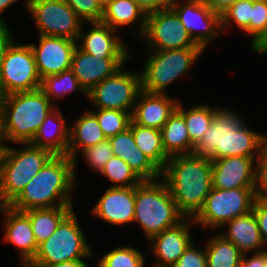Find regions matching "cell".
I'll return each instance as SVG.
<instances>
[{
	"label": "cell",
	"mask_w": 267,
	"mask_h": 267,
	"mask_svg": "<svg viewBox=\"0 0 267 267\" xmlns=\"http://www.w3.org/2000/svg\"><path fill=\"white\" fill-rule=\"evenodd\" d=\"M92 27L86 31L83 23L77 46L96 58H132L131 51L118 31L101 21L87 22Z\"/></svg>",
	"instance_id": "cell-16"
},
{
	"label": "cell",
	"mask_w": 267,
	"mask_h": 267,
	"mask_svg": "<svg viewBox=\"0 0 267 267\" xmlns=\"http://www.w3.org/2000/svg\"><path fill=\"white\" fill-rule=\"evenodd\" d=\"M177 104L178 99L170 97L167 93H149L141 90L131 119L137 125L161 130Z\"/></svg>",
	"instance_id": "cell-22"
},
{
	"label": "cell",
	"mask_w": 267,
	"mask_h": 267,
	"mask_svg": "<svg viewBox=\"0 0 267 267\" xmlns=\"http://www.w3.org/2000/svg\"><path fill=\"white\" fill-rule=\"evenodd\" d=\"M259 157L233 156L212 161V187L216 189L254 188Z\"/></svg>",
	"instance_id": "cell-19"
},
{
	"label": "cell",
	"mask_w": 267,
	"mask_h": 267,
	"mask_svg": "<svg viewBox=\"0 0 267 267\" xmlns=\"http://www.w3.org/2000/svg\"><path fill=\"white\" fill-rule=\"evenodd\" d=\"M230 108L220 107L194 154L218 160L226 157H259L267 144V135L251 130L247 121Z\"/></svg>",
	"instance_id": "cell-1"
},
{
	"label": "cell",
	"mask_w": 267,
	"mask_h": 267,
	"mask_svg": "<svg viewBox=\"0 0 267 267\" xmlns=\"http://www.w3.org/2000/svg\"><path fill=\"white\" fill-rule=\"evenodd\" d=\"M100 7L103 9L111 0H96Z\"/></svg>",
	"instance_id": "cell-51"
},
{
	"label": "cell",
	"mask_w": 267,
	"mask_h": 267,
	"mask_svg": "<svg viewBox=\"0 0 267 267\" xmlns=\"http://www.w3.org/2000/svg\"><path fill=\"white\" fill-rule=\"evenodd\" d=\"M14 41L16 40L15 38H13L12 32L7 26V23H0V65L3 58L5 57L7 49L12 45Z\"/></svg>",
	"instance_id": "cell-45"
},
{
	"label": "cell",
	"mask_w": 267,
	"mask_h": 267,
	"mask_svg": "<svg viewBox=\"0 0 267 267\" xmlns=\"http://www.w3.org/2000/svg\"><path fill=\"white\" fill-rule=\"evenodd\" d=\"M108 139L114 156L125 161L142 181L161 178V170L137 147L130 128Z\"/></svg>",
	"instance_id": "cell-23"
},
{
	"label": "cell",
	"mask_w": 267,
	"mask_h": 267,
	"mask_svg": "<svg viewBox=\"0 0 267 267\" xmlns=\"http://www.w3.org/2000/svg\"><path fill=\"white\" fill-rule=\"evenodd\" d=\"M140 39L147 50L201 47L193 41L171 7L147 14L145 31Z\"/></svg>",
	"instance_id": "cell-13"
},
{
	"label": "cell",
	"mask_w": 267,
	"mask_h": 267,
	"mask_svg": "<svg viewBox=\"0 0 267 267\" xmlns=\"http://www.w3.org/2000/svg\"><path fill=\"white\" fill-rule=\"evenodd\" d=\"M145 254L135 247L120 245L98 258L96 267H144Z\"/></svg>",
	"instance_id": "cell-34"
},
{
	"label": "cell",
	"mask_w": 267,
	"mask_h": 267,
	"mask_svg": "<svg viewBox=\"0 0 267 267\" xmlns=\"http://www.w3.org/2000/svg\"><path fill=\"white\" fill-rule=\"evenodd\" d=\"M146 21L147 13L133 0H111L103 8L101 18V22L117 31L124 26L130 27L133 31L136 29L135 34L139 30L138 36L140 37L145 31Z\"/></svg>",
	"instance_id": "cell-27"
},
{
	"label": "cell",
	"mask_w": 267,
	"mask_h": 267,
	"mask_svg": "<svg viewBox=\"0 0 267 267\" xmlns=\"http://www.w3.org/2000/svg\"><path fill=\"white\" fill-rule=\"evenodd\" d=\"M130 60L131 58H96L77 46L73 53L70 69L80 85L88 92L105 78L112 76Z\"/></svg>",
	"instance_id": "cell-21"
},
{
	"label": "cell",
	"mask_w": 267,
	"mask_h": 267,
	"mask_svg": "<svg viewBox=\"0 0 267 267\" xmlns=\"http://www.w3.org/2000/svg\"><path fill=\"white\" fill-rule=\"evenodd\" d=\"M222 227L226 229V232H219V234L231 241L243 255L265 251L259 224L253 210L230 220Z\"/></svg>",
	"instance_id": "cell-25"
},
{
	"label": "cell",
	"mask_w": 267,
	"mask_h": 267,
	"mask_svg": "<svg viewBox=\"0 0 267 267\" xmlns=\"http://www.w3.org/2000/svg\"><path fill=\"white\" fill-rule=\"evenodd\" d=\"M252 210L257 218L264 249L267 252V200L256 198Z\"/></svg>",
	"instance_id": "cell-43"
},
{
	"label": "cell",
	"mask_w": 267,
	"mask_h": 267,
	"mask_svg": "<svg viewBox=\"0 0 267 267\" xmlns=\"http://www.w3.org/2000/svg\"><path fill=\"white\" fill-rule=\"evenodd\" d=\"M0 213L3 217L4 242L16 248L20 257V265L26 267L35 257L38 245L33 233L29 217L23 212L1 205Z\"/></svg>",
	"instance_id": "cell-17"
},
{
	"label": "cell",
	"mask_w": 267,
	"mask_h": 267,
	"mask_svg": "<svg viewBox=\"0 0 267 267\" xmlns=\"http://www.w3.org/2000/svg\"><path fill=\"white\" fill-rule=\"evenodd\" d=\"M179 99L176 110L184 117V121L190 137V143L194 147L208 130L213 120L214 113L219 106L211 107L208 104L189 106L187 109ZM186 108V109H185Z\"/></svg>",
	"instance_id": "cell-31"
},
{
	"label": "cell",
	"mask_w": 267,
	"mask_h": 267,
	"mask_svg": "<svg viewBox=\"0 0 267 267\" xmlns=\"http://www.w3.org/2000/svg\"><path fill=\"white\" fill-rule=\"evenodd\" d=\"M161 178L166 182L179 212L194 218L212 189V161L199 155L171 156Z\"/></svg>",
	"instance_id": "cell-2"
},
{
	"label": "cell",
	"mask_w": 267,
	"mask_h": 267,
	"mask_svg": "<svg viewBox=\"0 0 267 267\" xmlns=\"http://www.w3.org/2000/svg\"><path fill=\"white\" fill-rule=\"evenodd\" d=\"M135 186L108 187L91 214L111 225H127L134 221Z\"/></svg>",
	"instance_id": "cell-20"
},
{
	"label": "cell",
	"mask_w": 267,
	"mask_h": 267,
	"mask_svg": "<svg viewBox=\"0 0 267 267\" xmlns=\"http://www.w3.org/2000/svg\"><path fill=\"white\" fill-rule=\"evenodd\" d=\"M17 1L20 0H0V23L1 24H6L5 20L3 19V13L4 11H6L7 9L10 8V6H13V4Z\"/></svg>",
	"instance_id": "cell-49"
},
{
	"label": "cell",
	"mask_w": 267,
	"mask_h": 267,
	"mask_svg": "<svg viewBox=\"0 0 267 267\" xmlns=\"http://www.w3.org/2000/svg\"><path fill=\"white\" fill-rule=\"evenodd\" d=\"M160 131L164 151L169 157L194 153L184 117L176 109Z\"/></svg>",
	"instance_id": "cell-28"
},
{
	"label": "cell",
	"mask_w": 267,
	"mask_h": 267,
	"mask_svg": "<svg viewBox=\"0 0 267 267\" xmlns=\"http://www.w3.org/2000/svg\"><path fill=\"white\" fill-rule=\"evenodd\" d=\"M20 148L2 145L0 153V206L9 205L54 154L30 143Z\"/></svg>",
	"instance_id": "cell-6"
},
{
	"label": "cell",
	"mask_w": 267,
	"mask_h": 267,
	"mask_svg": "<svg viewBox=\"0 0 267 267\" xmlns=\"http://www.w3.org/2000/svg\"><path fill=\"white\" fill-rule=\"evenodd\" d=\"M90 111L98 119L99 126L107 139L124 132L129 128L130 121L132 120L131 114L125 111L99 108H90Z\"/></svg>",
	"instance_id": "cell-36"
},
{
	"label": "cell",
	"mask_w": 267,
	"mask_h": 267,
	"mask_svg": "<svg viewBox=\"0 0 267 267\" xmlns=\"http://www.w3.org/2000/svg\"><path fill=\"white\" fill-rule=\"evenodd\" d=\"M74 208V206H62L24 211L31 222L37 245L48 239Z\"/></svg>",
	"instance_id": "cell-29"
},
{
	"label": "cell",
	"mask_w": 267,
	"mask_h": 267,
	"mask_svg": "<svg viewBox=\"0 0 267 267\" xmlns=\"http://www.w3.org/2000/svg\"><path fill=\"white\" fill-rule=\"evenodd\" d=\"M39 76L56 75L71 68L77 41L56 36L38 35V43H30Z\"/></svg>",
	"instance_id": "cell-15"
},
{
	"label": "cell",
	"mask_w": 267,
	"mask_h": 267,
	"mask_svg": "<svg viewBox=\"0 0 267 267\" xmlns=\"http://www.w3.org/2000/svg\"><path fill=\"white\" fill-rule=\"evenodd\" d=\"M171 8L193 41L204 50L222 31L221 15L212 11L201 0H174Z\"/></svg>",
	"instance_id": "cell-14"
},
{
	"label": "cell",
	"mask_w": 267,
	"mask_h": 267,
	"mask_svg": "<svg viewBox=\"0 0 267 267\" xmlns=\"http://www.w3.org/2000/svg\"><path fill=\"white\" fill-rule=\"evenodd\" d=\"M106 139L99 126L98 119L89 108L84 110L83 114L73 121V124H70L68 156L74 161L75 179L77 178V157L80 155V152Z\"/></svg>",
	"instance_id": "cell-26"
},
{
	"label": "cell",
	"mask_w": 267,
	"mask_h": 267,
	"mask_svg": "<svg viewBox=\"0 0 267 267\" xmlns=\"http://www.w3.org/2000/svg\"><path fill=\"white\" fill-rule=\"evenodd\" d=\"M124 66L87 92L91 108L120 110L132 115L142 90L141 75L139 71L126 70Z\"/></svg>",
	"instance_id": "cell-10"
},
{
	"label": "cell",
	"mask_w": 267,
	"mask_h": 267,
	"mask_svg": "<svg viewBox=\"0 0 267 267\" xmlns=\"http://www.w3.org/2000/svg\"><path fill=\"white\" fill-rule=\"evenodd\" d=\"M88 262L85 261H66L54 265L53 267H89Z\"/></svg>",
	"instance_id": "cell-50"
},
{
	"label": "cell",
	"mask_w": 267,
	"mask_h": 267,
	"mask_svg": "<svg viewBox=\"0 0 267 267\" xmlns=\"http://www.w3.org/2000/svg\"><path fill=\"white\" fill-rule=\"evenodd\" d=\"M70 124L56 106L46 116L30 144L45 148L54 155H68Z\"/></svg>",
	"instance_id": "cell-24"
},
{
	"label": "cell",
	"mask_w": 267,
	"mask_h": 267,
	"mask_svg": "<svg viewBox=\"0 0 267 267\" xmlns=\"http://www.w3.org/2000/svg\"><path fill=\"white\" fill-rule=\"evenodd\" d=\"M100 174L111 182L110 187H133L142 182L130 166L117 156L110 158Z\"/></svg>",
	"instance_id": "cell-35"
},
{
	"label": "cell",
	"mask_w": 267,
	"mask_h": 267,
	"mask_svg": "<svg viewBox=\"0 0 267 267\" xmlns=\"http://www.w3.org/2000/svg\"><path fill=\"white\" fill-rule=\"evenodd\" d=\"M212 11L222 15L232 4L239 0H201Z\"/></svg>",
	"instance_id": "cell-47"
},
{
	"label": "cell",
	"mask_w": 267,
	"mask_h": 267,
	"mask_svg": "<svg viewBox=\"0 0 267 267\" xmlns=\"http://www.w3.org/2000/svg\"><path fill=\"white\" fill-rule=\"evenodd\" d=\"M185 217L179 212L166 182L160 178L135 186L134 221L146 239L176 226Z\"/></svg>",
	"instance_id": "cell-5"
},
{
	"label": "cell",
	"mask_w": 267,
	"mask_h": 267,
	"mask_svg": "<svg viewBox=\"0 0 267 267\" xmlns=\"http://www.w3.org/2000/svg\"><path fill=\"white\" fill-rule=\"evenodd\" d=\"M26 10L33 18L38 35L79 38L81 18L65 0H25Z\"/></svg>",
	"instance_id": "cell-12"
},
{
	"label": "cell",
	"mask_w": 267,
	"mask_h": 267,
	"mask_svg": "<svg viewBox=\"0 0 267 267\" xmlns=\"http://www.w3.org/2000/svg\"><path fill=\"white\" fill-rule=\"evenodd\" d=\"M172 267H207V255L204 249L192 242Z\"/></svg>",
	"instance_id": "cell-42"
},
{
	"label": "cell",
	"mask_w": 267,
	"mask_h": 267,
	"mask_svg": "<svg viewBox=\"0 0 267 267\" xmlns=\"http://www.w3.org/2000/svg\"><path fill=\"white\" fill-rule=\"evenodd\" d=\"M207 267H239L243 259L241 251L221 234L213 235L205 242Z\"/></svg>",
	"instance_id": "cell-32"
},
{
	"label": "cell",
	"mask_w": 267,
	"mask_h": 267,
	"mask_svg": "<svg viewBox=\"0 0 267 267\" xmlns=\"http://www.w3.org/2000/svg\"><path fill=\"white\" fill-rule=\"evenodd\" d=\"M251 50L257 53V55H267V29L258 38V40L251 46Z\"/></svg>",
	"instance_id": "cell-48"
},
{
	"label": "cell",
	"mask_w": 267,
	"mask_h": 267,
	"mask_svg": "<svg viewBox=\"0 0 267 267\" xmlns=\"http://www.w3.org/2000/svg\"><path fill=\"white\" fill-rule=\"evenodd\" d=\"M41 77L30 44L13 42L0 65V97L40 89Z\"/></svg>",
	"instance_id": "cell-11"
},
{
	"label": "cell",
	"mask_w": 267,
	"mask_h": 267,
	"mask_svg": "<svg viewBox=\"0 0 267 267\" xmlns=\"http://www.w3.org/2000/svg\"><path fill=\"white\" fill-rule=\"evenodd\" d=\"M190 225L196 226L193 218H184L176 226L152 236L149 248L157 261L153 267H172L193 242L190 234Z\"/></svg>",
	"instance_id": "cell-18"
},
{
	"label": "cell",
	"mask_w": 267,
	"mask_h": 267,
	"mask_svg": "<svg viewBox=\"0 0 267 267\" xmlns=\"http://www.w3.org/2000/svg\"><path fill=\"white\" fill-rule=\"evenodd\" d=\"M75 13L86 22L101 21L103 9L96 0H65Z\"/></svg>",
	"instance_id": "cell-40"
},
{
	"label": "cell",
	"mask_w": 267,
	"mask_h": 267,
	"mask_svg": "<svg viewBox=\"0 0 267 267\" xmlns=\"http://www.w3.org/2000/svg\"><path fill=\"white\" fill-rule=\"evenodd\" d=\"M129 128L137 147L162 171L170 158L162 145L161 131L130 121Z\"/></svg>",
	"instance_id": "cell-30"
},
{
	"label": "cell",
	"mask_w": 267,
	"mask_h": 267,
	"mask_svg": "<svg viewBox=\"0 0 267 267\" xmlns=\"http://www.w3.org/2000/svg\"><path fill=\"white\" fill-rule=\"evenodd\" d=\"M203 52L202 47L148 50L143 71L140 73L142 90L149 93H167L165 89L185 76Z\"/></svg>",
	"instance_id": "cell-8"
},
{
	"label": "cell",
	"mask_w": 267,
	"mask_h": 267,
	"mask_svg": "<svg viewBox=\"0 0 267 267\" xmlns=\"http://www.w3.org/2000/svg\"><path fill=\"white\" fill-rule=\"evenodd\" d=\"M254 188L211 189L202 209L193 218L195 225L221 229L230 220L252 211Z\"/></svg>",
	"instance_id": "cell-9"
},
{
	"label": "cell",
	"mask_w": 267,
	"mask_h": 267,
	"mask_svg": "<svg viewBox=\"0 0 267 267\" xmlns=\"http://www.w3.org/2000/svg\"><path fill=\"white\" fill-rule=\"evenodd\" d=\"M253 8V0H239L232 4L221 15V30H228L234 26L238 27L242 32L247 33L249 37V22L251 20V9ZM235 24V25H234Z\"/></svg>",
	"instance_id": "cell-37"
},
{
	"label": "cell",
	"mask_w": 267,
	"mask_h": 267,
	"mask_svg": "<svg viewBox=\"0 0 267 267\" xmlns=\"http://www.w3.org/2000/svg\"><path fill=\"white\" fill-rule=\"evenodd\" d=\"M54 105L38 89L0 97V139L8 143H30Z\"/></svg>",
	"instance_id": "cell-4"
},
{
	"label": "cell",
	"mask_w": 267,
	"mask_h": 267,
	"mask_svg": "<svg viewBox=\"0 0 267 267\" xmlns=\"http://www.w3.org/2000/svg\"><path fill=\"white\" fill-rule=\"evenodd\" d=\"M147 14L171 7L174 0H133Z\"/></svg>",
	"instance_id": "cell-44"
},
{
	"label": "cell",
	"mask_w": 267,
	"mask_h": 267,
	"mask_svg": "<svg viewBox=\"0 0 267 267\" xmlns=\"http://www.w3.org/2000/svg\"><path fill=\"white\" fill-rule=\"evenodd\" d=\"M40 90L55 105V100L77 91L87 99V92L80 85L71 69L41 79Z\"/></svg>",
	"instance_id": "cell-33"
},
{
	"label": "cell",
	"mask_w": 267,
	"mask_h": 267,
	"mask_svg": "<svg viewBox=\"0 0 267 267\" xmlns=\"http://www.w3.org/2000/svg\"><path fill=\"white\" fill-rule=\"evenodd\" d=\"M75 183L73 159L68 155H54L9 206L23 212L73 206Z\"/></svg>",
	"instance_id": "cell-3"
},
{
	"label": "cell",
	"mask_w": 267,
	"mask_h": 267,
	"mask_svg": "<svg viewBox=\"0 0 267 267\" xmlns=\"http://www.w3.org/2000/svg\"><path fill=\"white\" fill-rule=\"evenodd\" d=\"M80 153L84 157V160L87 162L89 168H91V170H95V172L99 174L110 158L114 156L109 139L86 148Z\"/></svg>",
	"instance_id": "cell-38"
},
{
	"label": "cell",
	"mask_w": 267,
	"mask_h": 267,
	"mask_svg": "<svg viewBox=\"0 0 267 267\" xmlns=\"http://www.w3.org/2000/svg\"><path fill=\"white\" fill-rule=\"evenodd\" d=\"M78 217L73 209L58 225L55 232L38 245L33 260L26 267H53L66 261H85L94 258Z\"/></svg>",
	"instance_id": "cell-7"
},
{
	"label": "cell",
	"mask_w": 267,
	"mask_h": 267,
	"mask_svg": "<svg viewBox=\"0 0 267 267\" xmlns=\"http://www.w3.org/2000/svg\"><path fill=\"white\" fill-rule=\"evenodd\" d=\"M255 197L267 200V144L256 160Z\"/></svg>",
	"instance_id": "cell-41"
},
{
	"label": "cell",
	"mask_w": 267,
	"mask_h": 267,
	"mask_svg": "<svg viewBox=\"0 0 267 267\" xmlns=\"http://www.w3.org/2000/svg\"><path fill=\"white\" fill-rule=\"evenodd\" d=\"M267 29V0H253L251 20L249 22V36L251 46Z\"/></svg>",
	"instance_id": "cell-39"
},
{
	"label": "cell",
	"mask_w": 267,
	"mask_h": 267,
	"mask_svg": "<svg viewBox=\"0 0 267 267\" xmlns=\"http://www.w3.org/2000/svg\"><path fill=\"white\" fill-rule=\"evenodd\" d=\"M251 255L249 256H247V254L243 255V259L239 267H267L266 251L257 254L252 253Z\"/></svg>",
	"instance_id": "cell-46"
}]
</instances>
